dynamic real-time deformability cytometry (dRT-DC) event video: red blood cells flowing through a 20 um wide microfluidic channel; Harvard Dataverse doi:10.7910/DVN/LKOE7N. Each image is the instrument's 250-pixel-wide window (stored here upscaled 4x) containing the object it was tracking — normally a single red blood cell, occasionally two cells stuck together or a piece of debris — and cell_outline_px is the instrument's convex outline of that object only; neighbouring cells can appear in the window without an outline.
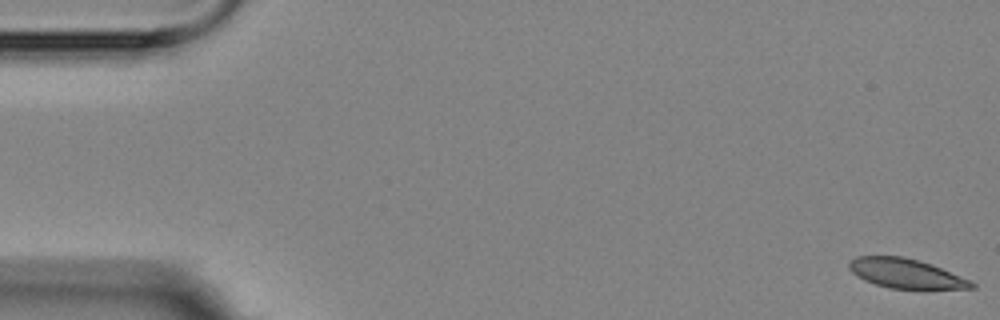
{"species": "Egyptian fruit bat (a non-hibernating species)", "species_latin": "Rousettus aegyptiacus", "temperature_condition": "room temperature", "stored_images_in_passage": 4, "camera_frame_rate_fps": 3000, "um_per_image_px": 0.085, "animal": {"sex": "female"}, "frame": {"image": 1, "passage_image": 1, "time_ms": 0.0, "image_size_px": [1000, 320], "cell_outline_px": [[976, 288], [924, 292], [920, 292], [888, 288], [864, 280], [856, 276], [848, 268], [848, 264], [856, 256], [900, 256], [932, 264], [968, 280], [976, 284]], "centroid_in_image_um": [77.06, 23.32], "position_along_channel_um": 7.9, "area_um2": 21.91}}